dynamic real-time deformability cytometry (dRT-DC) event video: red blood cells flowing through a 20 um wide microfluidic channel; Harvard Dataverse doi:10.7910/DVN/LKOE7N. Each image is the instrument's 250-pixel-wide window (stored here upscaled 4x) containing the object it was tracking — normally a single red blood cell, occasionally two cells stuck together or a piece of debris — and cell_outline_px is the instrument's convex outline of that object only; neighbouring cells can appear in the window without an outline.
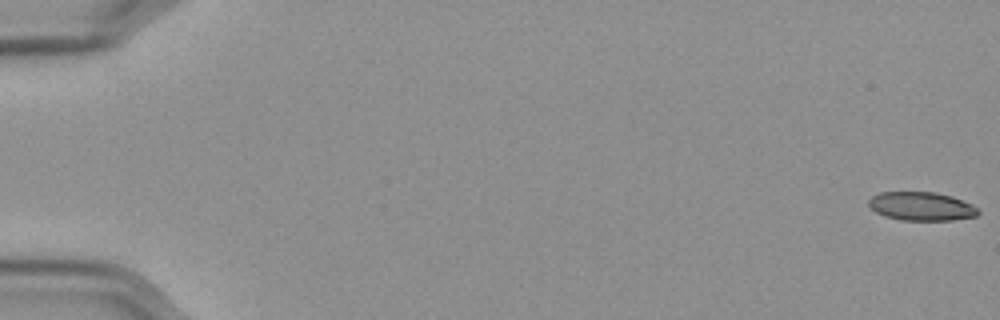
{"species": "Egyptian fruit bat (a non-hibernating species)", "species_latin": "Rousettus aegyptiacus", "temperature_condition": "cold", "stored_images_in_passage": 58, "camera_frame_rate_fps": 3000, "um_per_image_px": 0.085, "frame": {"image": 1, "passage_image": 1, "time_ms": 0.0, "image_size_px": [1000, 320], "cell_outline_px": [[980, 212], [976, 216], [952, 220], [900, 220], [884, 216], [876, 212], [868, 204], [868, 200], [872, 196], [880, 192], [936, 192], [952, 196], [972, 204]], "centroid_in_image_um": [78.31, 17.53], "position_along_channel_um": 6.7, "area_um2": 18.26}}
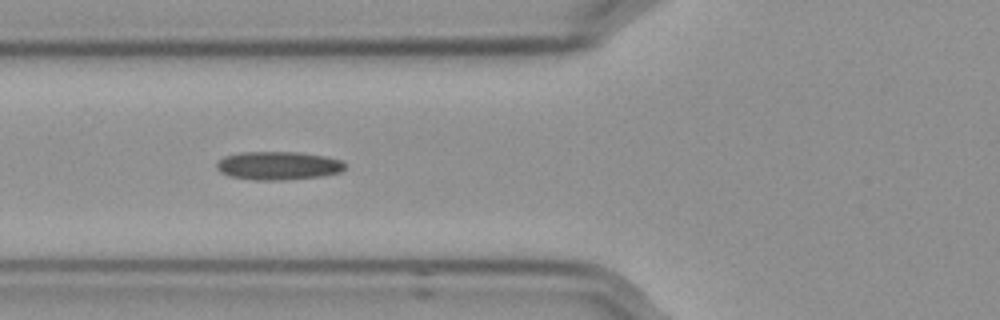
{"frame": {"image": 2, "passage_image": 23, "time_ms": 7.333, "image_size_px": [1000, 320], "cell_outline_px": [[344, 168], [340, 172], [320, 176], [280, 180], [252, 180], [232, 176], [220, 172], [216, 168], [216, 164], [224, 156], [240, 152], [296, 152], [324, 156], [340, 160], [344, 164]], "centroid_in_image_um": [23.6, 14.08], "position_along_channel_um": 102.2, "area_um2": 20.98}}
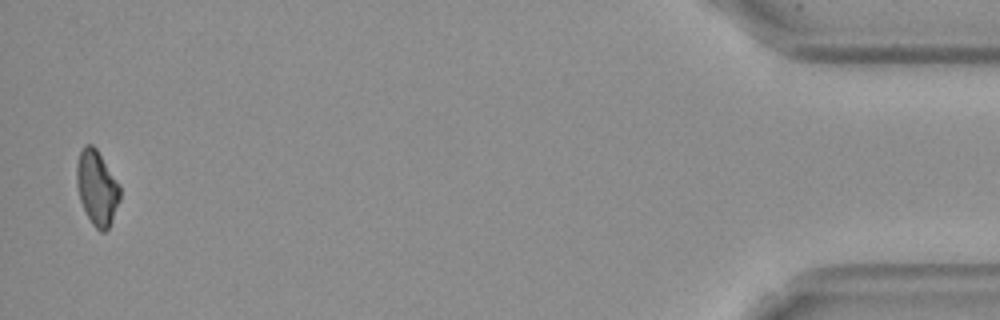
{"frame": {"image": 3, "passage_image": 57, "time_ms": 18.667, "image_size_px": [1000, 320], "cell_outline_px": [[120, 200], [112, 220], [108, 228], [104, 232], [100, 232], [92, 224], [80, 200], [76, 184], [76, 168], [80, 152], [84, 144], [92, 144], [96, 148], [120, 184]], "centroid_in_image_um": [8.24, 15.95], "position_along_channel_um": 427.0, "area_um2": 18.84}, "authors_computed_cell_mechanics": {"area_um2": 20.0277, "velocity_mm_per_s": 3.5912, "shape_relaxation_time_tau1_ms": null, "shape_relaxation_time_tau2_ms": 5.5203, "deformation_change_tau1": null, "deformation_change_tau2": 0.1388}}